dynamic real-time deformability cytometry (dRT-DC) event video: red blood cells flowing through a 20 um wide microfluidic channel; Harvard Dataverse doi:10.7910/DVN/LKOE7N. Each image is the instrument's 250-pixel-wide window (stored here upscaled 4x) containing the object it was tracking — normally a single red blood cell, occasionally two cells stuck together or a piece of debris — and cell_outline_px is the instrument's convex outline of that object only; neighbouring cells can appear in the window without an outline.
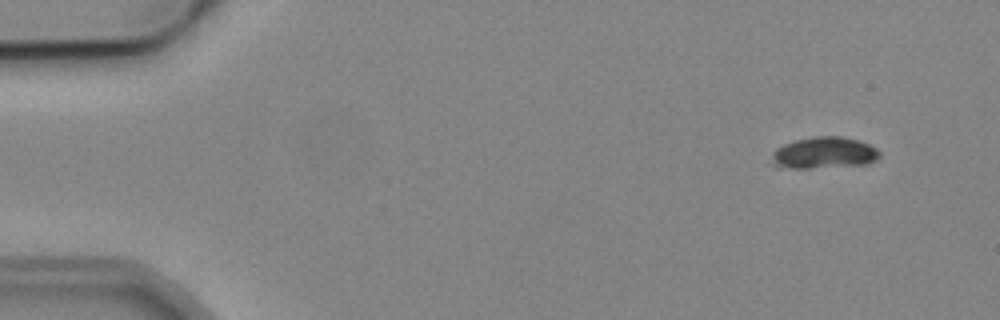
{"species": "common noctule bat (a hibernating species)", "species_latin": "Nyctalus noctula", "temperature_condition": "cold", "stored_images_in_passage": 5, "camera_frame_rate_fps": 3000, "um_per_image_px": 0.085, "animal": {"sex": "male", "body_mass_g": 19.2, "forearm_length_mm": 51.8}, "frame": {"image": 1, "passage_image": 2, "time_ms": 1.333, "image_size_px": [1000, 320], "cell_outline_px": [[880, 156], [876, 160], [868, 164], [808, 168], [776, 168], [768, 164], [772, 152], [776, 148], [792, 140], [812, 136], [840, 136], [856, 140], [868, 144], [876, 148], [880, 152]], "centroid_in_image_um": [69.94, 13.0], "position_along_channel_um": 15.1, "area_um2": 20.29}}